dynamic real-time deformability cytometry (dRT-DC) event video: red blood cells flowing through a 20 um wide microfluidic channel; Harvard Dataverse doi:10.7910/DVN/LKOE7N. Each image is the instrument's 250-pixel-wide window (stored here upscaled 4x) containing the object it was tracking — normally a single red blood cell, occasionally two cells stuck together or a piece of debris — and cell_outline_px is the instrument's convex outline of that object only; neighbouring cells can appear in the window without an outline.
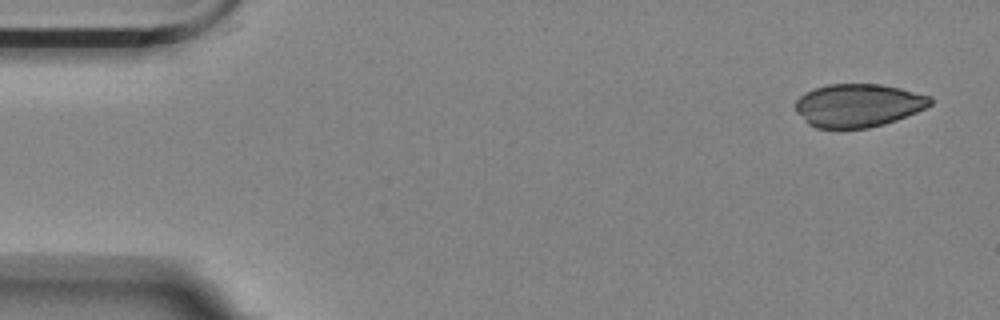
{"species": "Egyptian fruit bat (a non-hibernating species)", "species_latin": "Rousettus aegyptiacus", "temperature_condition": "room temperature", "stored_images_in_passage": 6, "camera_frame_rate_fps": 3000, "um_per_image_px": 0.085, "animal": {"sex": "female"}, "frame": {"image": 1, "passage_image": 1, "time_ms": 0.0, "image_size_px": [1000, 320], "cell_outline_px": [[932, 104], [916, 112], [896, 120], [884, 124], [868, 128], [816, 128], [808, 124], [796, 112], [796, 100], [804, 92], [828, 84], [880, 84], [900, 88], [932, 96]], "centroid_in_image_um": [72.94, 8.95], "position_along_channel_um": 12.1, "area_um2": 33.93}}